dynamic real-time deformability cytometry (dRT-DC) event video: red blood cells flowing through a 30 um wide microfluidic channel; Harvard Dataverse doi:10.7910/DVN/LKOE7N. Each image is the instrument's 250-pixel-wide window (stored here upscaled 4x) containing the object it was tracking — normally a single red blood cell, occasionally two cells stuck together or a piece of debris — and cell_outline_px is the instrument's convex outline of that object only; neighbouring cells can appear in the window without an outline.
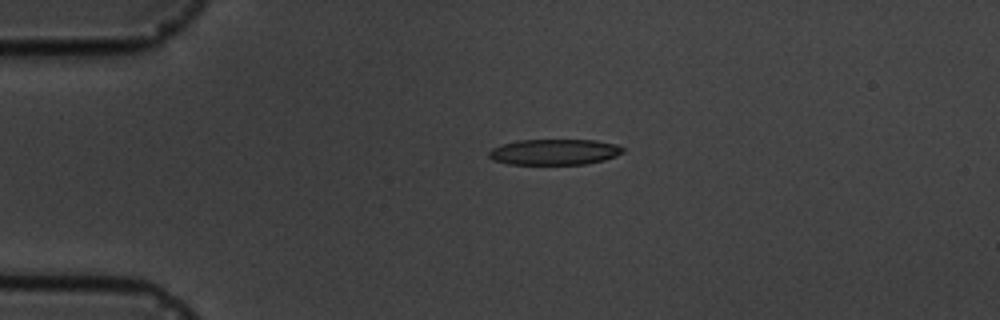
{"species": "common noctule bat (a hibernating species)", "species_latin": "Nyctalus noctula", "temperature_condition": "cold", "stored_images_in_passage": 3, "camera_frame_rate_fps": 3000, "um_per_image_px": 0.085, "animal": {"sex": "male", "body_mass_g": 19.5, "forearm_length_mm": 54.6}, "frame": {"image": 1, "passage_image": 2, "time_ms": 2.0, "image_size_px": [1000, 320], "cell_outline_px": [[624, 152], [616, 156], [604, 160], [584, 164], [508, 164], [492, 160], [488, 156], [488, 152], [492, 148], [500, 144], [516, 140], [596, 140], [616, 144], [624, 148]], "centroid_in_image_um": [47.1, 12.91], "position_along_channel_um": 37.9, "area_um2": 20.29}}